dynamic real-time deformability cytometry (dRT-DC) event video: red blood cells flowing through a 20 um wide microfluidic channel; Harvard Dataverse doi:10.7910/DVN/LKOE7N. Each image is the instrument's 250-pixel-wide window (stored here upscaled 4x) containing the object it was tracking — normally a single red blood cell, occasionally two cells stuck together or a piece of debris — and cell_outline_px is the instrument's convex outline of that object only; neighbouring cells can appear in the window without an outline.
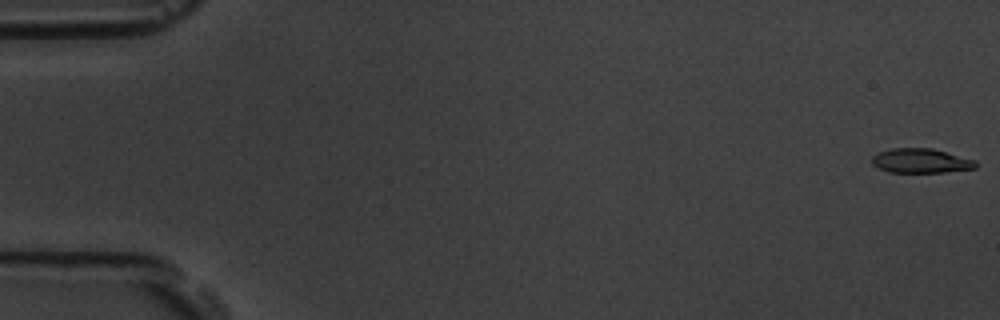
{"species": "common noctule bat (a hibernating species)", "species_latin": "Nyctalus noctula", "temperature_condition": "room temperature", "stored_images_in_passage": 58, "camera_frame_rate_fps": 3000, "um_per_image_px": 0.085, "animal": {"sex": "male", "body_mass_g": 19.5, "forearm_length_mm": 54.6}, "frame": {"image": 1, "passage_image": 1, "time_ms": 0.0, "image_size_px": [1000, 320], "cell_outline_px": [[976, 168], [944, 172], [888, 172], [872, 164], [872, 156], [880, 152], [892, 148], [932, 148], [976, 160]], "centroid_in_image_um": [78.28, 13.66], "position_along_channel_um": 6.7, "area_um2": 14.68}}
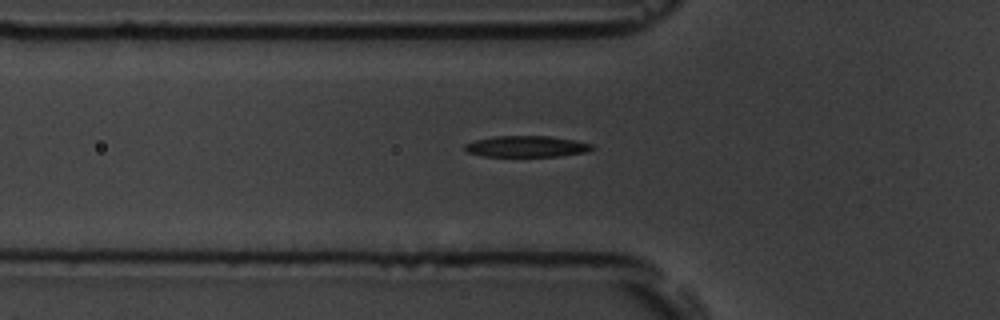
{"frame": {"image": 2, "passage_image": 20, "time_ms": 6.333, "image_size_px": [1000, 320], "cell_outline_px": [[596, 148], [584, 152], [560, 156], [480, 156], [468, 152], [464, 148], [464, 144], [476, 140], [496, 136], [548, 136], [572, 140], [592, 144]], "centroid_in_image_um": [44.74, 12.45], "position_along_channel_um": 81.1, "area_um2": 15.55}}
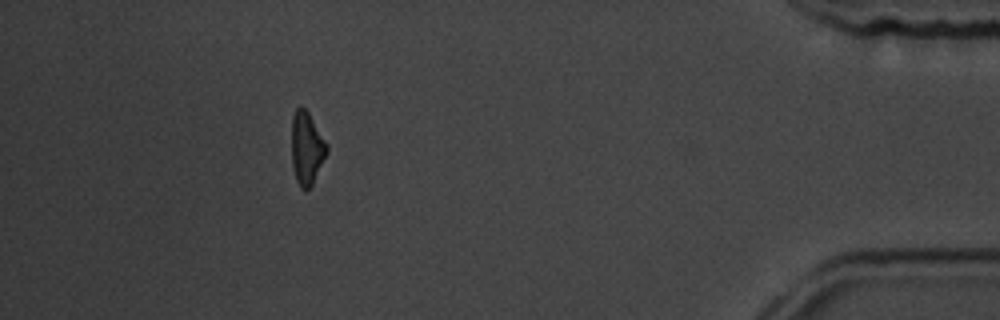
{"frame": {"image": 3, "passage_image": 52, "time_ms": 17.0, "image_size_px": [1000, 320], "cell_outline_px": [[328, 152], [312, 184], [304, 192], [300, 188], [296, 180], [292, 168], [292, 116], [296, 108], [300, 104], [308, 112], [328, 144]], "centroid_in_image_um": [26.06, 12.6], "position_along_channel_um": 409.1, "area_um2": 15.09}, "authors_computed_cell_mechanics": {"area_um2": 15.8372, "velocity_mm_per_s": 3.5857, "shape_relaxation_time_tau1_ms": 2.8816, "shape_relaxation_time_tau2_ms": 3.219, "deformation_change_tau1": 0.1449, "deformation_change_tau2": 0.1064}}